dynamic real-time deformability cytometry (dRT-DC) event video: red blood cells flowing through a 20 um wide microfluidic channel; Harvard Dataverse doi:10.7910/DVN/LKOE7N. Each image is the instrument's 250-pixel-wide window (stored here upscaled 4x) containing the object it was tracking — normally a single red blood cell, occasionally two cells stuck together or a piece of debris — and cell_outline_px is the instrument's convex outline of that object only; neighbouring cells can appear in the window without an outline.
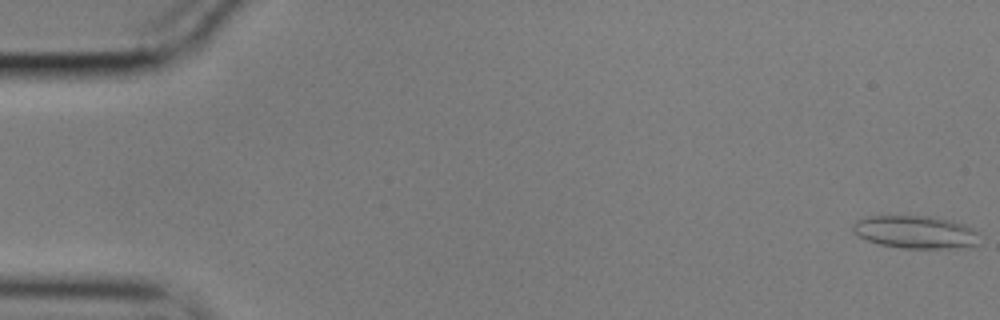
{"species": "common noctule bat (a hibernating species)", "species_latin": "Nyctalus noctula", "temperature_condition": "cold", "stored_images_in_passage": 56, "camera_frame_rate_fps": 3000, "um_per_image_px": 0.085, "animal": {"sex": "male", "body_mass_g": 17.9}, "frame": {"image": 1, "passage_image": 1, "time_ms": 0.0, "image_size_px": [1000, 320], "cell_outline_px": [[980, 232], [976, 244], [948, 248], [900, 248], [880, 244], [868, 240], [852, 232], [852, 224], [856, 220], [868, 216], [932, 216], [952, 220], [964, 224]], "centroid_in_image_um": [77.8, 19.71], "position_along_channel_um": 7.2, "area_um2": 24.16}}
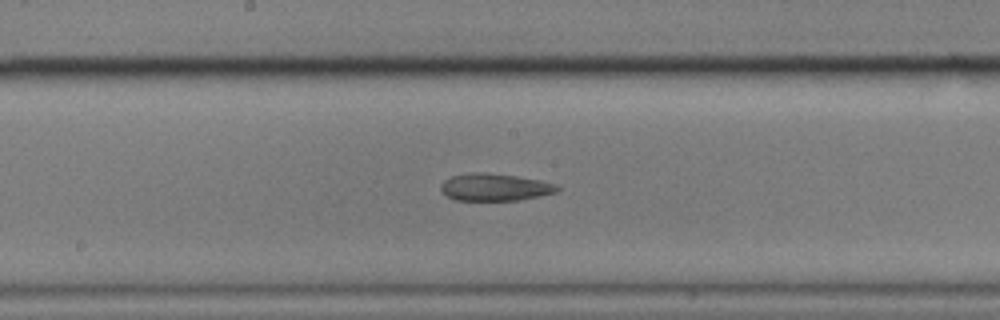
{"frame": {"image": 2, "passage_image": 29, "time_ms": 9.333, "image_size_px": [1000, 320], "cell_outline_px": [[560, 188], [556, 192], [540, 196], [516, 200], [456, 200], [448, 196], [440, 188], [440, 184], [444, 180], [452, 176], [472, 172], [484, 172], [516, 176], [540, 180], [556, 184]], "centroid_in_image_um": [42.06, 15.9], "position_along_channel_um": 206.1, "area_um2": 18.38}}
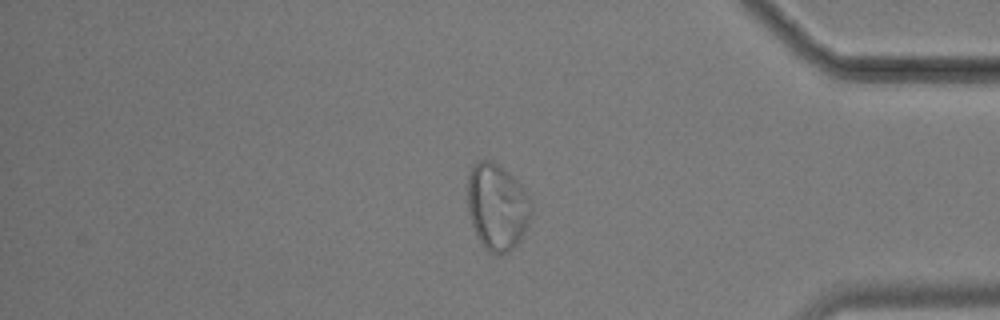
{"frame": {"image": 3, "passage_image": 47, "time_ms": 15.333, "image_size_px": [1000, 320], "cell_outline_px": [[532, 208], [528, 224], [520, 240], [508, 252], [500, 256], [488, 252], [484, 248], [472, 224], [468, 212], [468, 172], [480, 160], [492, 160], [504, 168], [524, 188], [532, 204]], "centroid_in_image_um": [42.26, 17.59], "position_along_channel_um": 392.9, "area_um2": 32.14}}